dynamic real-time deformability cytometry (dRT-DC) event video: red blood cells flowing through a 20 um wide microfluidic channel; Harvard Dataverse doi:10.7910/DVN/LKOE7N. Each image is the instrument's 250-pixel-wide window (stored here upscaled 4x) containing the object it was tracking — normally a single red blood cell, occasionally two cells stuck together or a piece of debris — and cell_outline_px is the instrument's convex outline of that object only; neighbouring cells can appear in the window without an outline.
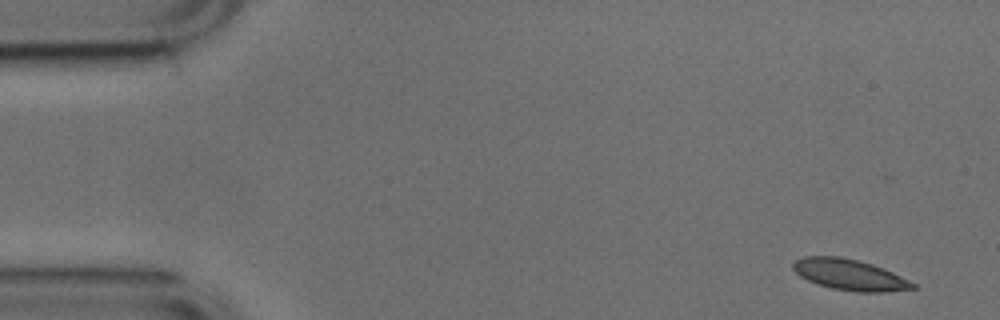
{"species": "common noctule bat (a hibernating species)", "species_latin": "Nyctalus noctula", "temperature_condition": "cold", "stored_images_in_passage": 5, "camera_frame_rate_fps": 3000, "um_per_image_px": 0.085, "animal": {"sex": "male", "body_mass_g": 17.9, "forearm_length_mm": 54.2}, "frame": {"image": 1, "passage_image": 1, "time_ms": 0.0, "image_size_px": [1000, 320], "cell_outline_px": [[916, 288], [884, 292], [860, 292], [832, 288], [816, 284], [800, 276], [792, 268], [792, 264], [796, 260], [804, 256], [840, 256], [872, 264], [892, 272], [916, 284]], "centroid_in_image_um": [72.19, 23.35], "position_along_channel_um": 12.8, "area_um2": 21.39}}
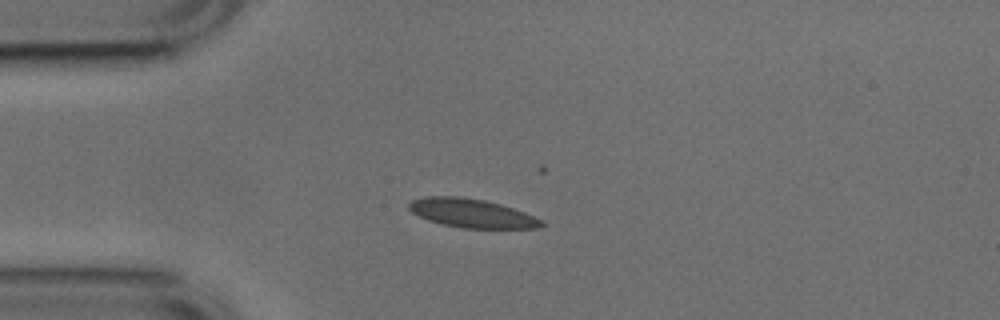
{"frame": {"image": 2, "passage_image": 4, "time_ms": 1.0, "image_size_px": [1000, 320], "cell_outline_px": [[544, 224], [536, 228], [464, 228], [444, 224], [428, 220], [412, 212], [408, 208], [408, 204], [412, 200], [424, 196], [460, 196], [484, 200], [500, 204], [524, 212], [540, 220]], "centroid_in_image_um": [40.05, 18.11], "position_along_channel_um": 45.0, "area_um2": 21.91}}
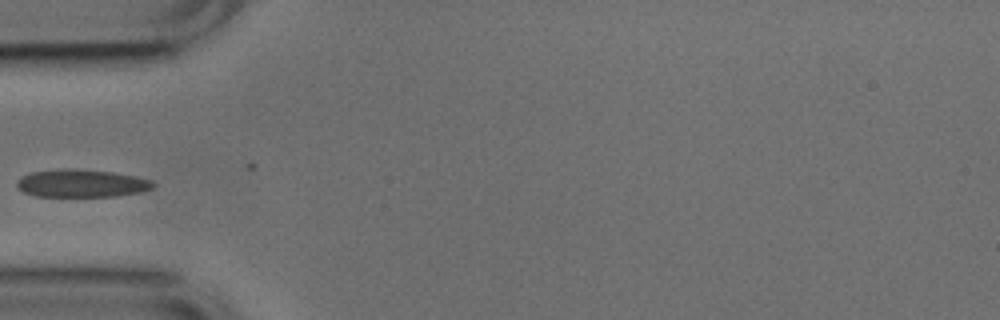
{"frame": {"image": 3, "passage_image": 5, "time_ms": 1.333, "image_size_px": [1000, 320], "cell_outline_px": [[156, 184], [152, 188], [140, 192], [116, 196], [36, 196], [24, 192], [16, 184], [16, 180], [32, 172], [60, 168], [76, 168], [112, 172], [136, 176], [152, 180]], "centroid_in_image_um": [6.95, 15.57], "position_along_channel_um": 78.0, "area_um2": 22.08}}